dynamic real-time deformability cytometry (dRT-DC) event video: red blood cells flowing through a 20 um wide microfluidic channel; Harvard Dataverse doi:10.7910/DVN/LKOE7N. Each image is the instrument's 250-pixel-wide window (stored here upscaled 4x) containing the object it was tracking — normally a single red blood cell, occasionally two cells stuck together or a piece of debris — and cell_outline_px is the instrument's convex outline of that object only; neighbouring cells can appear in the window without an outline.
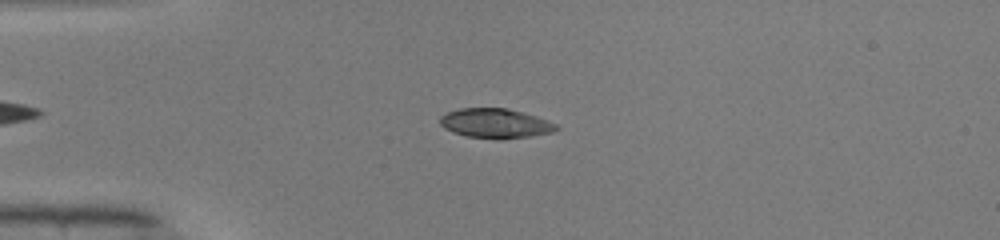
{"species": "common noctule bat (a hibernating species)", "species_latin": "Nyctalus noctula", "temperature_condition": "warm", "stored_images_in_passage": 34, "camera_frame_rate_fps": 3000, "um_per_image_px": 0.085, "animal": {"sex": "male", "body_mass_g": 19.0, "forearm_length_mm": 50.8}, "frame": {"image": 1, "passage_image": 4, "time_ms": 1.0, "image_size_px": [1000, 240], "cell_outline_px": [[560, 128], [552, 132], [532, 136], [468, 136], [452, 132], [444, 128], [440, 124], [440, 116], [448, 112], [460, 108], [508, 108], [536, 116], [556, 124]], "centroid_in_image_um": [42.09, 10.43], "position_along_channel_um": 42.9, "area_um2": 19.19}}
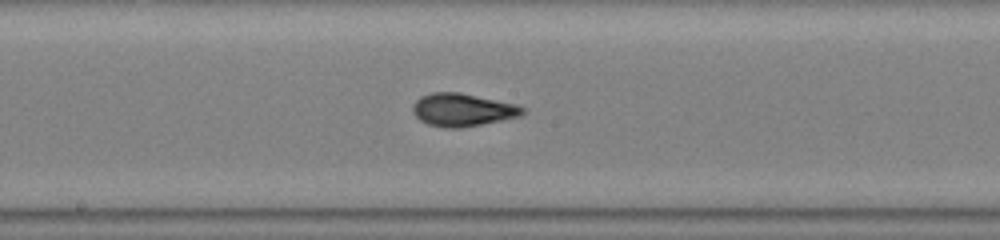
{"frame": {"image": 2, "passage_image": 18, "time_ms": 5.667, "image_size_px": [1000, 240], "cell_outline_px": [[524, 112], [520, 116], [460, 128], [444, 128], [428, 124], [420, 120], [416, 116], [412, 108], [412, 104], [420, 96], [432, 92], [460, 92], [516, 104], [524, 108]], "centroid_in_image_um": [39.28, 9.33], "position_along_channel_um": 208.9, "area_um2": 20.92}}
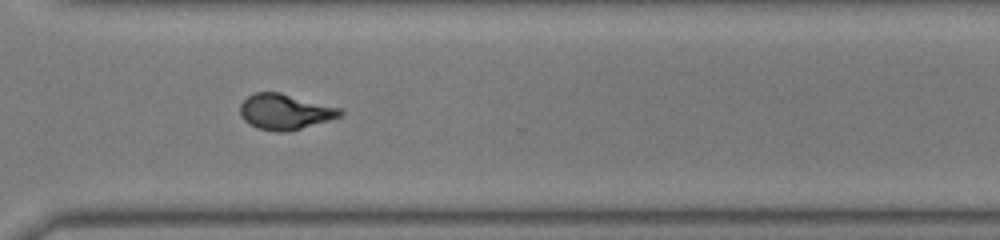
{"frame": {"image": 3, "passage_image": 28, "time_ms": 9.0, "image_size_px": [1000, 240], "cell_outline_px": [[344, 112], [340, 116], [328, 120], [300, 128], [284, 132], [276, 132], [256, 128], [244, 120], [240, 112], [240, 104], [248, 96], [256, 92], [280, 92], [340, 108]], "centroid_in_image_um": [24.19, 9.49], "position_along_channel_um": 346.4, "area_um2": 20.46}, "authors_computed_cell_mechanics": {"area_um2": 20.4901, "velocity_mm_per_s": 4.1169, "shape_relaxation_time_tau1_ms": 4.0875, "shape_relaxation_time_tau2_ms": 1.5088, "deformation_change_tau1": 0.1678, "deformation_change_tau2": 0.0668}}